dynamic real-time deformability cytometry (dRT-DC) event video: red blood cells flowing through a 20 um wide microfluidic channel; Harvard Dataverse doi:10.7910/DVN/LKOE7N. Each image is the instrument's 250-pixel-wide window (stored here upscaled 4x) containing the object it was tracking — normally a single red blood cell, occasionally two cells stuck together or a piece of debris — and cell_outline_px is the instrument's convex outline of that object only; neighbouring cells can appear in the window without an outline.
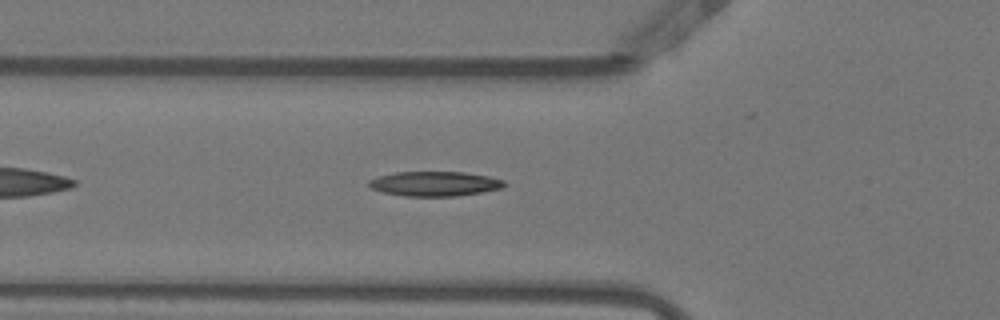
{"species": "Egyptian fruit bat (a non-hibernating species)", "species_latin": "Rousettus aegyptiacus", "temperature_condition": "warm", "stored_images_in_passage": 38, "camera_frame_rate_fps": 3000, "um_per_image_px": 0.085, "animal": {"sex": "female"}, "frame": {"image": 1, "passage_image": 7, "time_ms": 2.0, "image_size_px": [1000, 320], "cell_outline_px": [[504, 184], [500, 188], [480, 192], [456, 196], [404, 196], [380, 192], [372, 188], [368, 184], [368, 180], [380, 176], [396, 172], [464, 172], [488, 176], [504, 180]], "centroid_in_image_um": [36.9, 15.62], "position_along_channel_um": 88.9, "area_um2": 19.31}}
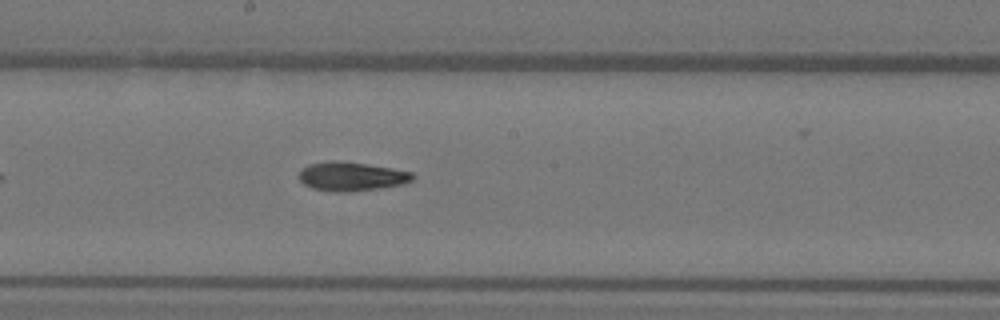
{"frame": {"image": 2, "passage_image": 17, "time_ms": 5.333, "image_size_px": [1000, 320], "cell_outline_px": [[416, 176], [412, 180], [400, 184], [380, 188], [348, 192], [340, 192], [312, 188], [304, 184], [296, 176], [300, 168], [308, 164], [332, 160], [340, 160], [368, 164], [392, 168], [412, 172]], "centroid_in_image_um": [29.82, 14.98], "position_along_channel_um": 218.4, "area_um2": 19.36}}
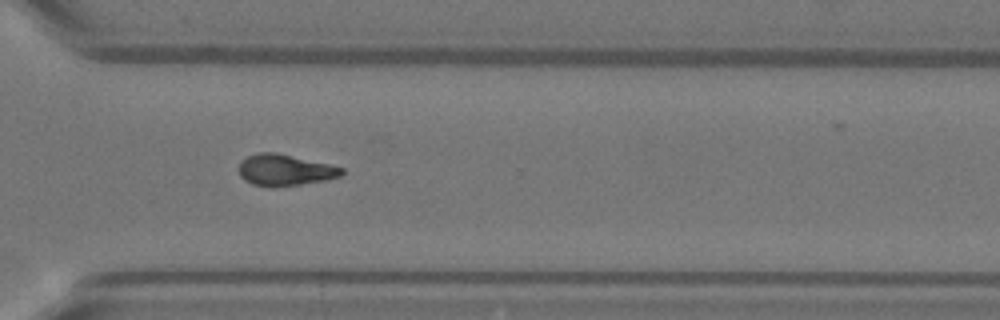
{"frame": {"image": 3, "passage_image": 27, "time_ms": 8.667, "image_size_px": [1000, 320], "cell_outline_px": [[344, 172], [340, 176], [328, 180], [272, 188], [252, 184], [244, 180], [240, 176], [240, 164], [248, 156], [256, 152], [276, 152], [328, 164], [344, 168]], "centroid_in_image_um": [24.22, 14.47], "position_along_channel_um": 346.4, "area_um2": 18.79}, "authors_computed_cell_mechanics": {"area_um2": 18.8139, "velocity_mm_per_s": 3.8519, "shape_relaxation_time_tau1_ms": null, "shape_relaxation_time_tau2_ms": 9.3083, "deformation_change_tau1": null, "deformation_change_tau2": 0.1984}}